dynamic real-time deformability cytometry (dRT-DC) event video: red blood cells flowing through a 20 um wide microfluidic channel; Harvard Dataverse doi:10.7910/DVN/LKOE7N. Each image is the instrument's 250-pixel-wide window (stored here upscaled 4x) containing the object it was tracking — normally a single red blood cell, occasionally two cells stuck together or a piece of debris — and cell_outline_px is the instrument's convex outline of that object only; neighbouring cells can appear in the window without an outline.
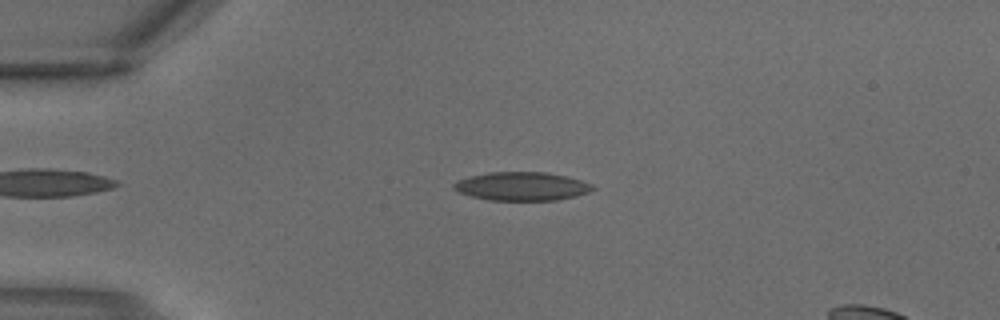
{"species": "common noctule bat (a hibernating species)", "species_latin": "Nyctalus noctula", "temperature_condition": "warm", "stored_images_in_passage": 3, "camera_frame_rate_fps": 3000, "um_per_image_px": 0.085, "animal": {"sex": "male", "body_mass_g": 18.8}, "frame": {"image": 1, "passage_image": 3, "time_ms": 0.667, "image_size_px": [1000, 320], "cell_outline_px": [[596, 188], [588, 192], [576, 196], [556, 200], [488, 200], [472, 196], [460, 192], [452, 188], [452, 184], [456, 180], [468, 176], [488, 172], [544, 172], [564, 176], [580, 180], [592, 184]], "centroid_in_image_um": [44.31, 15.83], "position_along_channel_um": 40.7, "area_um2": 23.06}}